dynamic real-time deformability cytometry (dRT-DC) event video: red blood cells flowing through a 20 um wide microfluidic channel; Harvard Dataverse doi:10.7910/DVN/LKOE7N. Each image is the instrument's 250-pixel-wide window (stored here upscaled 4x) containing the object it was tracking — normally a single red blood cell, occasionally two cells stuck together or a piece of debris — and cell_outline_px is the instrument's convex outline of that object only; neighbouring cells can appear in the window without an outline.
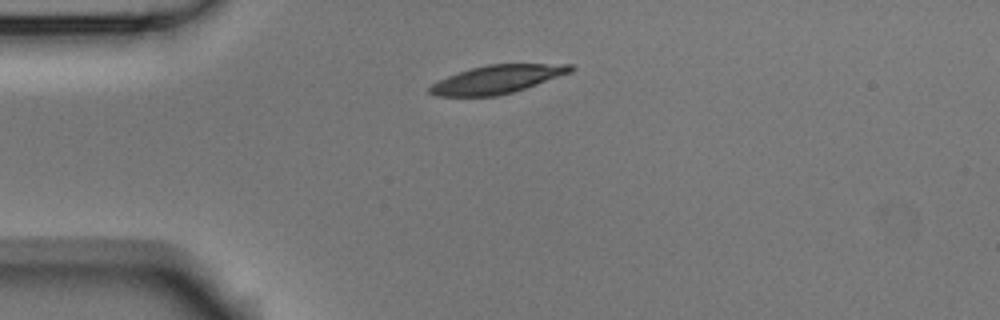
{"species": "Egyptian fruit bat (a non-hibernating species)", "species_latin": "Rousettus aegyptiacus", "temperature_condition": "room temperature", "stored_images_in_passage": 2, "camera_frame_rate_fps": 3000, "um_per_image_px": 0.085, "animal": {"sex": "male"}, "frame": {"image": 1, "passage_image": 1, "time_ms": 0.0, "image_size_px": [1000, 320], "cell_outline_px": [[576, 68], [572, 72], [512, 92], [496, 96], [436, 96], [428, 92], [428, 88], [432, 84], [448, 76], [472, 68], [488, 64], [572, 64]], "centroid_in_image_um": [42.27, 6.74], "position_along_channel_um": 42.7, "area_um2": 22.89}}